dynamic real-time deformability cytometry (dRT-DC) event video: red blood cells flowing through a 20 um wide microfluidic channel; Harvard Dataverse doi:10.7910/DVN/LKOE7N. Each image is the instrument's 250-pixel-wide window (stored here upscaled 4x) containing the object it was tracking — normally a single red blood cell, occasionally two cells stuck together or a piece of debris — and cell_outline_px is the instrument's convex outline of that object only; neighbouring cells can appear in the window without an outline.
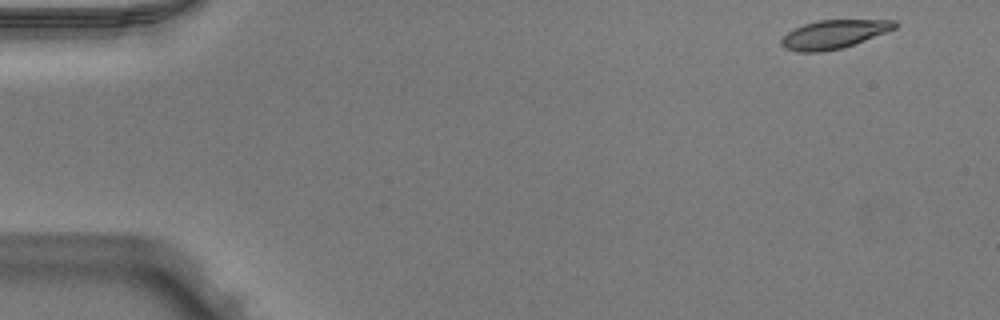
{"species": "Egyptian fruit bat (a non-hibernating species)", "species_latin": "Rousettus aegyptiacus", "temperature_condition": "warm", "stored_images_in_passage": 48, "camera_frame_rate_fps": 3000, "um_per_image_px": 0.085, "animal": {"sex": "male"}, "frame": {"image": 1, "passage_image": 1, "time_ms": 0.0, "image_size_px": [1000, 320], "cell_outline_px": [[900, 24], [896, 28], [844, 48], [820, 52], [800, 52], [784, 48], [780, 44], [780, 40], [788, 32], [804, 24], [816, 20], [896, 20]], "centroid_in_image_um": [70.88, 2.91], "position_along_channel_um": 14.1, "area_um2": 18.9}}
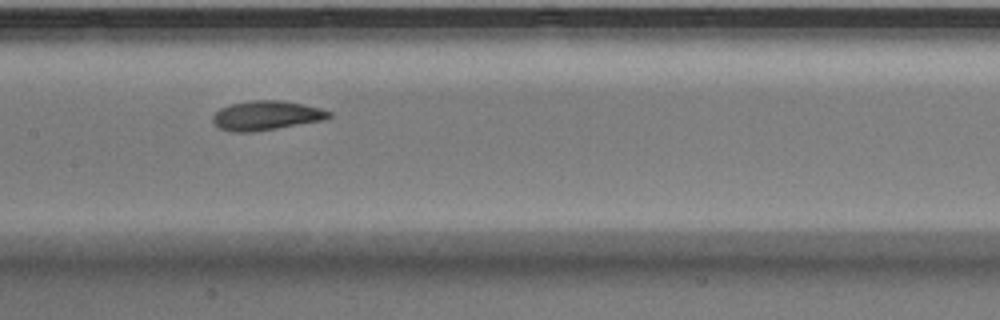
{"frame": {"image": 2, "passage_image": 23, "time_ms": 7.333, "image_size_px": [1000, 320], "cell_outline_px": [[332, 116], [324, 120], [252, 132], [232, 132], [220, 128], [212, 120], [212, 116], [220, 108], [232, 104], [252, 100], [280, 100], [320, 108], [332, 112]], "centroid_in_image_um": [22.63, 9.82], "position_along_channel_um": 184.8, "area_um2": 19.65}}
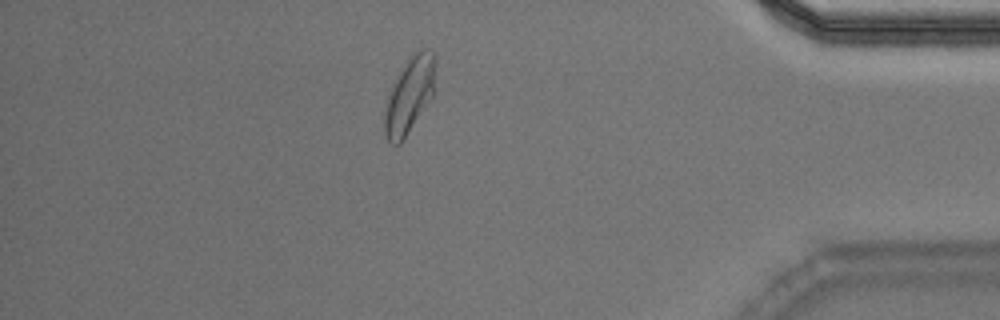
{"frame": {"image": 3, "passage_image": 42, "time_ms": 13.667, "image_size_px": [1000, 320], "cell_outline_px": [[436, 64], [432, 96], [400, 144], [392, 144], [384, 136], [384, 112], [388, 96], [400, 72], [408, 60], [416, 52], [424, 48], [428, 48], [436, 52]], "centroid_in_image_um": [34.82, 8.08], "position_along_channel_um": 400.4, "area_um2": 21.96}, "authors_computed_cell_mechanics": {"area_um2": 19.8254, "velocity_mm_per_s": 3.9715, "shape_relaxation_time_tau1_ms": 2.7917, "shape_relaxation_time_tau2_ms": 1.5806, "deformation_change_tau1": 0.1416, "deformation_change_tau2": 0.0838}}